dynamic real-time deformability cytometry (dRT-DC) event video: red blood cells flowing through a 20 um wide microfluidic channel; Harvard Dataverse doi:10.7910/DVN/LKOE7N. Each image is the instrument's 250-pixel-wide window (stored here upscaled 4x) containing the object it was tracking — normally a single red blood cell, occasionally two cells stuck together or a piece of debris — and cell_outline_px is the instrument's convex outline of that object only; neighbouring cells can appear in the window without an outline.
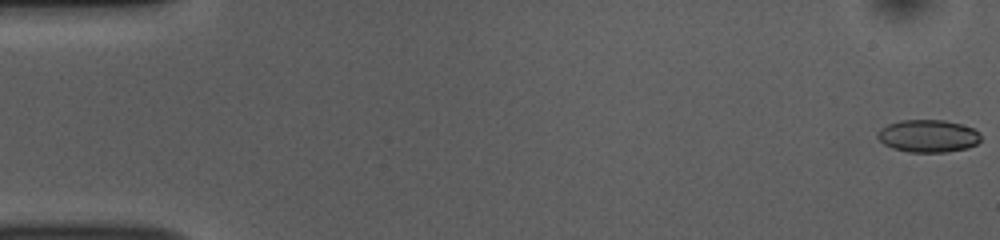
{"species": "common noctule bat (a hibernating species)", "species_latin": "Nyctalus noctula", "temperature_condition": "room temperature", "stored_images_in_passage": 16, "camera_frame_rate_fps": 3000, "um_per_image_px": 0.085, "animal": {"sex": "female", "body_mass_g": 10.0, "forearm_length_mm": 53.1}, "frame": {"image": 1, "passage_image": 1, "time_ms": 0.0, "image_size_px": [1000, 240], "cell_outline_px": [[980, 140], [976, 144], [968, 148], [944, 152], [908, 152], [892, 148], [884, 144], [876, 136], [876, 132], [880, 128], [888, 124], [900, 120], [944, 120], [960, 124], [972, 128], [980, 132]], "centroid_in_image_um": [78.86, 11.56], "position_along_channel_um": 6.1, "area_um2": 19.65}}
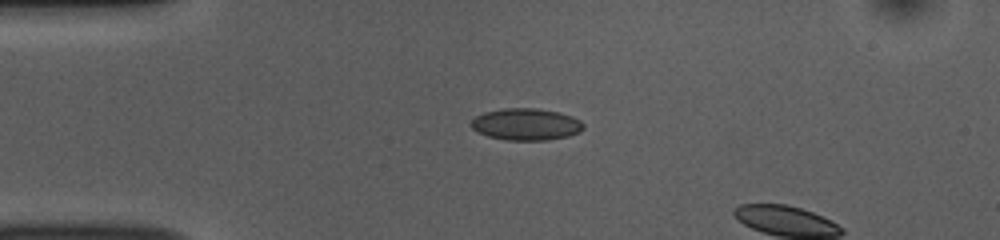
{"frame": {"image": 2, "passage_image": 13, "time_ms": 4.0, "image_size_px": [1000, 240], "cell_outline_px": [[584, 128], [580, 132], [568, 136], [548, 140], [504, 140], [488, 136], [472, 128], [468, 124], [476, 116], [484, 112], [504, 108], [536, 108], [560, 112], [572, 116], [580, 120], [584, 124]], "centroid_in_image_um": [44.73, 10.56], "position_along_channel_um": 40.3, "area_um2": 20.98}}